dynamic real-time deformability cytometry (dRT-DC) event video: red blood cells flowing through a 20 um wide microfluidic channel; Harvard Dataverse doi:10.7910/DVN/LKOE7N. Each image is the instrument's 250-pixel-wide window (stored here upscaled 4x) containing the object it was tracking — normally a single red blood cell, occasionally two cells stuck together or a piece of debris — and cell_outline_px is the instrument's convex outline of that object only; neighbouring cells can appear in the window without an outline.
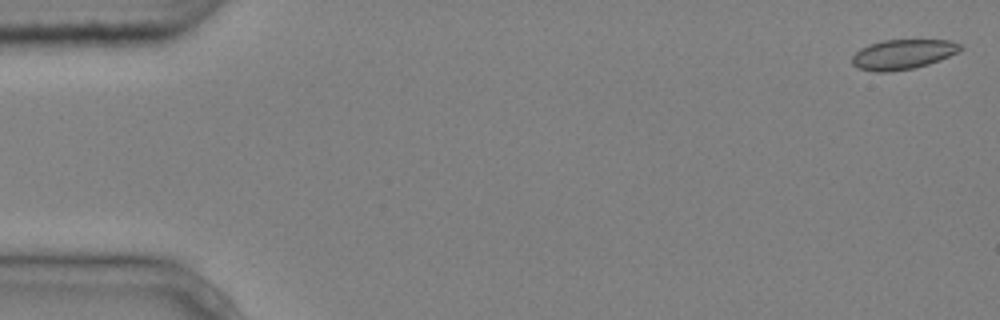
{"species": "common noctule bat (a hibernating species)", "species_latin": "Nyctalus noctula", "temperature_condition": "cold", "stored_images_in_passage": 5, "camera_frame_rate_fps": 3000, "um_per_image_px": 0.085, "animal": {"sex": "male", "body_mass_g": 20.4}, "frame": {"image": 1, "passage_image": 1, "time_ms": 0.0, "image_size_px": [1000, 320], "cell_outline_px": [[964, 48], [940, 60], [928, 64], [912, 68], [888, 72], [876, 72], [860, 68], [852, 64], [852, 56], [860, 48], [868, 44], [884, 40], [952, 40], [964, 44]], "centroid_in_image_um": [76.76, 4.6], "position_along_channel_um": 8.2, "area_um2": 18.84}}
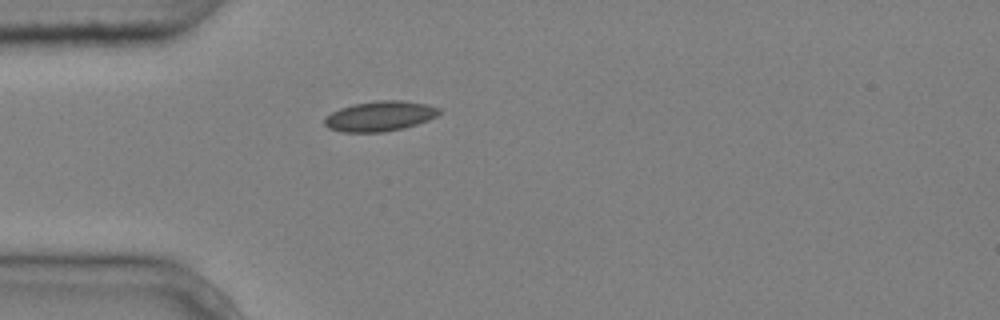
{"frame": {"image": 2, "passage_image": 5, "time_ms": 1.333, "image_size_px": [1000, 320], "cell_outline_px": [[440, 112], [436, 116], [428, 120], [404, 128], [384, 132], [340, 132], [328, 128], [324, 124], [324, 120], [332, 112], [340, 108], [352, 104], [376, 100], [400, 100], [428, 104], [440, 108]], "centroid_in_image_um": [32.28, 9.87], "position_along_channel_um": 52.7, "area_um2": 20.17}}